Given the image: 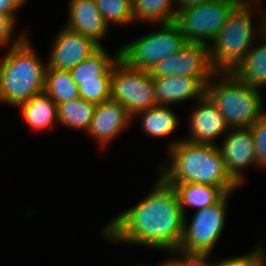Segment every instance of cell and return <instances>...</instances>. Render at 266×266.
I'll return each mask as SVG.
<instances>
[{
  "instance_id": "4dcf8cb0",
  "label": "cell",
  "mask_w": 266,
  "mask_h": 266,
  "mask_svg": "<svg viewBox=\"0 0 266 266\" xmlns=\"http://www.w3.org/2000/svg\"><path fill=\"white\" fill-rule=\"evenodd\" d=\"M27 1L28 0H0V15L11 17L16 22V12H18Z\"/></svg>"
},
{
  "instance_id": "3957f363",
  "label": "cell",
  "mask_w": 266,
  "mask_h": 266,
  "mask_svg": "<svg viewBox=\"0 0 266 266\" xmlns=\"http://www.w3.org/2000/svg\"><path fill=\"white\" fill-rule=\"evenodd\" d=\"M254 9H258L257 11L261 15L258 25L255 26L252 21ZM264 32V7L262 5L238 4L208 45L209 60L213 70L216 73H232L250 51L255 43L254 40Z\"/></svg>"
},
{
  "instance_id": "7402d4cb",
  "label": "cell",
  "mask_w": 266,
  "mask_h": 266,
  "mask_svg": "<svg viewBox=\"0 0 266 266\" xmlns=\"http://www.w3.org/2000/svg\"><path fill=\"white\" fill-rule=\"evenodd\" d=\"M58 124L70 129L83 130L85 133L94 117L96 104L81 97L57 105Z\"/></svg>"
},
{
  "instance_id": "6da1fadb",
  "label": "cell",
  "mask_w": 266,
  "mask_h": 266,
  "mask_svg": "<svg viewBox=\"0 0 266 266\" xmlns=\"http://www.w3.org/2000/svg\"><path fill=\"white\" fill-rule=\"evenodd\" d=\"M156 179L147 196L106 223L104 240L169 253L178 249L184 225L179 196L159 175Z\"/></svg>"
},
{
  "instance_id": "ac0fdd59",
  "label": "cell",
  "mask_w": 266,
  "mask_h": 266,
  "mask_svg": "<svg viewBox=\"0 0 266 266\" xmlns=\"http://www.w3.org/2000/svg\"><path fill=\"white\" fill-rule=\"evenodd\" d=\"M22 118L33 131L49 130L58 123L57 104L45 93L34 95L28 102L20 104Z\"/></svg>"
},
{
  "instance_id": "5b68a950",
  "label": "cell",
  "mask_w": 266,
  "mask_h": 266,
  "mask_svg": "<svg viewBox=\"0 0 266 266\" xmlns=\"http://www.w3.org/2000/svg\"><path fill=\"white\" fill-rule=\"evenodd\" d=\"M260 90L233 73H215L206 85V94L230 128L250 127L265 112Z\"/></svg>"
},
{
  "instance_id": "9c48e42d",
  "label": "cell",
  "mask_w": 266,
  "mask_h": 266,
  "mask_svg": "<svg viewBox=\"0 0 266 266\" xmlns=\"http://www.w3.org/2000/svg\"><path fill=\"white\" fill-rule=\"evenodd\" d=\"M237 5L235 0H212L179 10L175 22L186 42L208 46Z\"/></svg>"
},
{
  "instance_id": "1f68e13d",
  "label": "cell",
  "mask_w": 266,
  "mask_h": 266,
  "mask_svg": "<svg viewBox=\"0 0 266 266\" xmlns=\"http://www.w3.org/2000/svg\"><path fill=\"white\" fill-rule=\"evenodd\" d=\"M212 0H174L176 11L191 8Z\"/></svg>"
},
{
  "instance_id": "8fae6325",
  "label": "cell",
  "mask_w": 266,
  "mask_h": 266,
  "mask_svg": "<svg viewBox=\"0 0 266 266\" xmlns=\"http://www.w3.org/2000/svg\"><path fill=\"white\" fill-rule=\"evenodd\" d=\"M225 136L223 143L217 144V146L227 172L242 186L245 183L242 169L250 167V165L257 167L253 132L250 127L230 128Z\"/></svg>"
},
{
  "instance_id": "cb8c5ba5",
  "label": "cell",
  "mask_w": 266,
  "mask_h": 266,
  "mask_svg": "<svg viewBox=\"0 0 266 266\" xmlns=\"http://www.w3.org/2000/svg\"><path fill=\"white\" fill-rule=\"evenodd\" d=\"M44 92L57 105L80 97L70 71L62 69H46Z\"/></svg>"
},
{
  "instance_id": "484cf974",
  "label": "cell",
  "mask_w": 266,
  "mask_h": 266,
  "mask_svg": "<svg viewBox=\"0 0 266 266\" xmlns=\"http://www.w3.org/2000/svg\"><path fill=\"white\" fill-rule=\"evenodd\" d=\"M79 96L94 104H100L111 99V80L81 81L78 86Z\"/></svg>"
},
{
  "instance_id": "9a60e30c",
  "label": "cell",
  "mask_w": 266,
  "mask_h": 266,
  "mask_svg": "<svg viewBox=\"0 0 266 266\" xmlns=\"http://www.w3.org/2000/svg\"><path fill=\"white\" fill-rule=\"evenodd\" d=\"M68 3V21L64 25L103 46L101 40L107 35L109 26L95 0H69Z\"/></svg>"
},
{
  "instance_id": "e575fe53",
  "label": "cell",
  "mask_w": 266,
  "mask_h": 266,
  "mask_svg": "<svg viewBox=\"0 0 266 266\" xmlns=\"http://www.w3.org/2000/svg\"><path fill=\"white\" fill-rule=\"evenodd\" d=\"M264 11H265V31H266V6L264 7Z\"/></svg>"
},
{
  "instance_id": "d6a6232c",
  "label": "cell",
  "mask_w": 266,
  "mask_h": 266,
  "mask_svg": "<svg viewBox=\"0 0 266 266\" xmlns=\"http://www.w3.org/2000/svg\"><path fill=\"white\" fill-rule=\"evenodd\" d=\"M157 266H181V265L172 257V258L163 260L162 263L161 262L160 264L158 263Z\"/></svg>"
},
{
  "instance_id": "2e32d148",
  "label": "cell",
  "mask_w": 266,
  "mask_h": 266,
  "mask_svg": "<svg viewBox=\"0 0 266 266\" xmlns=\"http://www.w3.org/2000/svg\"><path fill=\"white\" fill-rule=\"evenodd\" d=\"M155 96L158 105H172L194 100V103L206 93V87L191 76L153 77Z\"/></svg>"
},
{
  "instance_id": "7a4b0ae2",
  "label": "cell",
  "mask_w": 266,
  "mask_h": 266,
  "mask_svg": "<svg viewBox=\"0 0 266 266\" xmlns=\"http://www.w3.org/2000/svg\"><path fill=\"white\" fill-rule=\"evenodd\" d=\"M169 163L161 164L158 175L171 187L175 184H203L234 193L240 185L227 172L217 145L172 140Z\"/></svg>"
},
{
  "instance_id": "e0dca14e",
  "label": "cell",
  "mask_w": 266,
  "mask_h": 266,
  "mask_svg": "<svg viewBox=\"0 0 266 266\" xmlns=\"http://www.w3.org/2000/svg\"><path fill=\"white\" fill-rule=\"evenodd\" d=\"M110 55L103 46L70 70L72 79L79 86L81 81L111 80L114 64L120 58V48Z\"/></svg>"
},
{
  "instance_id": "ba28073f",
  "label": "cell",
  "mask_w": 266,
  "mask_h": 266,
  "mask_svg": "<svg viewBox=\"0 0 266 266\" xmlns=\"http://www.w3.org/2000/svg\"><path fill=\"white\" fill-rule=\"evenodd\" d=\"M111 99L123 105L132 117L156 107L153 77L149 71L132 68L119 58L112 69Z\"/></svg>"
},
{
  "instance_id": "ffe728a7",
  "label": "cell",
  "mask_w": 266,
  "mask_h": 266,
  "mask_svg": "<svg viewBox=\"0 0 266 266\" xmlns=\"http://www.w3.org/2000/svg\"><path fill=\"white\" fill-rule=\"evenodd\" d=\"M138 117L141 118L139 122H141L140 127L144 130V133L153 138H163L171 135L180 126L178 116L170 105H157L141 111L133 116V121Z\"/></svg>"
},
{
  "instance_id": "30bf717a",
  "label": "cell",
  "mask_w": 266,
  "mask_h": 266,
  "mask_svg": "<svg viewBox=\"0 0 266 266\" xmlns=\"http://www.w3.org/2000/svg\"><path fill=\"white\" fill-rule=\"evenodd\" d=\"M149 73L152 77H196L206 87L216 72L209 60L208 46L186 42L179 51L159 61Z\"/></svg>"
},
{
  "instance_id": "8992f818",
  "label": "cell",
  "mask_w": 266,
  "mask_h": 266,
  "mask_svg": "<svg viewBox=\"0 0 266 266\" xmlns=\"http://www.w3.org/2000/svg\"><path fill=\"white\" fill-rule=\"evenodd\" d=\"M186 43L173 21L120 47V58L130 67L150 71L159 61L173 55Z\"/></svg>"
},
{
  "instance_id": "836d02e7",
  "label": "cell",
  "mask_w": 266,
  "mask_h": 266,
  "mask_svg": "<svg viewBox=\"0 0 266 266\" xmlns=\"http://www.w3.org/2000/svg\"><path fill=\"white\" fill-rule=\"evenodd\" d=\"M238 4H244V5H261V0H235ZM260 2V3H259Z\"/></svg>"
},
{
  "instance_id": "83f0119b",
  "label": "cell",
  "mask_w": 266,
  "mask_h": 266,
  "mask_svg": "<svg viewBox=\"0 0 266 266\" xmlns=\"http://www.w3.org/2000/svg\"><path fill=\"white\" fill-rule=\"evenodd\" d=\"M250 128L255 138L257 166L266 168V111Z\"/></svg>"
},
{
  "instance_id": "d4e9b609",
  "label": "cell",
  "mask_w": 266,
  "mask_h": 266,
  "mask_svg": "<svg viewBox=\"0 0 266 266\" xmlns=\"http://www.w3.org/2000/svg\"><path fill=\"white\" fill-rule=\"evenodd\" d=\"M95 3L109 27L112 24L127 26L134 22L132 0H95Z\"/></svg>"
},
{
  "instance_id": "52a82bcc",
  "label": "cell",
  "mask_w": 266,
  "mask_h": 266,
  "mask_svg": "<svg viewBox=\"0 0 266 266\" xmlns=\"http://www.w3.org/2000/svg\"><path fill=\"white\" fill-rule=\"evenodd\" d=\"M227 193L216 204L198 209L188 222L184 216L183 236L177 250L185 253L211 254L225 227L229 197Z\"/></svg>"
},
{
  "instance_id": "4316f807",
  "label": "cell",
  "mask_w": 266,
  "mask_h": 266,
  "mask_svg": "<svg viewBox=\"0 0 266 266\" xmlns=\"http://www.w3.org/2000/svg\"><path fill=\"white\" fill-rule=\"evenodd\" d=\"M263 246L258 244L247 254L216 261V266H266V247Z\"/></svg>"
},
{
  "instance_id": "44dd1931",
  "label": "cell",
  "mask_w": 266,
  "mask_h": 266,
  "mask_svg": "<svg viewBox=\"0 0 266 266\" xmlns=\"http://www.w3.org/2000/svg\"><path fill=\"white\" fill-rule=\"evenodd\" d=\"M179 196V202L184 216L187 206L196 210L212 206L219 202L227 193L220 187L203 184H175L173 186Z\"/></svg>"
},
{
  "instance_id": "d6986e66",
  "label": "cell",
  "mask_w": 266,
  "mask_h": 266,
  "mask_svg": "<svg viewBox=\"0 0 266 266\" xmlns=\"http://www.w3.org/2000/svg\"><path fill=\"white\" fill-rule=\"evenodd\" d=\"M259 40L262 43L256 40L232 73L243 83L261 89L266 87V31L259 36Z\"/></svg>"
},
{
  "instance_id": "603a6c76",
  "label": "cell",
  "mask_w": 266,
  "mask_h": 266,
  "mask_svg": "<svg viewBox=\"0 0 266 266\" xmlns=\"http://www.w3.org/2000/svg\"><path fill=\"white\" fill-rule=\"evenodd\" d=\"M134 22L165 24L176 20L174 0H132Z\"/></svg>"
},
{
  "instance_id": "f1b7e54d",
  "label": "cell",
  "mask_w": 266,
  "mask_h": 266,
  "mask_svg": "<svg viewBox=\"0 0 266 266\" xmlns=\"http://www.w3.org/2000/svg\"><path fill=\"white\" fill-rule=\"evenodd\" d=\"M15 27L16 22L11 17L0 15V47H13L27 36V34L21 33L19 36L17 35V37H15V35H13L15 34Z\"/></svg>"
},
{
  "instance_id": "4fadbf2b",
  "label": "cell",
  "mask_w": 266,
  "mask_h": 266,
  "mask_svg": "<svg viewBox=\"0 0 266 266\" xmlns=\"http://www.w3.org/2000/svg\"><path fill=\"white\" fill-rule=\"evenodd\" d=\"M196 106L194 110L191 109L188 121L190 134L184 139L193 143L217 145L215 140L227 134L230 127L216 104L206 93L196 101Z\"/></svg>"
},
{
  "instance_id": "277c9868",
  "label": "cell",
  "mask_w": 266,
  "mask_h": 266,
  "mask_svg": "<svg viewBox=\"0 0 266 266\" xmlns=\"http://www.w3.org/2000/svg\"><path fill=\"white\" fill-rule=\"evenodd\" d=\"M28 35L0 60V104L18 107L44 92L47 64L40 61Z\"/></svg>"
},
{
  "instance_id": "5bb4252c",
  "label": "cell",
  "mask_w": 266,
  "mask_h": 266,
  "mask_svg": "<svg viewBox=\"0 0 266 266\" xmlns=\"http://www.w3.org/2000/svg\"><path fill=\"white\" fill-rule=\"evenodd\" d=\"M132 123L133 117L127 109L120 103L109 99L96 104L94 117L86 133L96 139L101 151L114 138L116 139L126 131Z\"/></svg>"
},
{
  "instance_id": "f546056e",
  "label": "cell",
  "mask_w": 266,
  "mask_h": 266,
  "mask_svg": "<svg viewBox=\"0 0 266 266\" xmlns=\"http://www.w3.org/2000/svg\"><path fill=\"white\" fill-rule=\"evenodd\" d=\"M171 254H173L171 257H173L181 266H216V261H210V256L212 254L185 253L180 250H174L170 255Z\"/></svg>"
},
{
  "instance_id": "7c38bea8",
  "label": "cell",
  "mask_w": 266,
  "mask_h": 266,
  "mask_svg": "<svg viewBox=\"0 0 266 266\" xmlns=\"http://www.w3.org/2000/svg\"><path fill=\"white\" fill-rule=\"evenodd\" d=\"M49 51L47 69L71 70L100 46L91 38L62 26Z\"/></svg>"
}]
</instances>
